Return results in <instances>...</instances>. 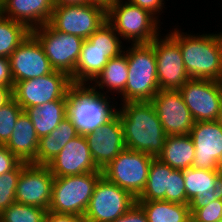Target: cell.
I'll return each instance as SVG.
<instances>
[{
    "label": "cell",
    "instance_id": "cell-1",
    "mask_svg": "<svg viewBox=\"0 0 222 222\" xmlns=\"http://www.w3.org/2000/svg\"><path fill=\"white\" fill-rule=\"evenodd\" d=\"M116 113L123 125L126 149L157 158L167 134L153 104L150 101L125 102L117 107Z\"/></svg>",
    "mask_w": 222,
    "mask_h": 222
},
{
    "label": "cell",
    "instance_id": "cell-2",
    "mask_svg": "<svg viewBox=\"0 0 222 222\" xmlns=\"http://www.w3.org/2000/svg\"><path fill=\"white\" fill-rule=\"evenodd\" d=\"M167 34L179 45L190 78L222 79V31L193 34L174 26Z\"/></svg>",
    "mask_w": 222,
    "mask_h": 222
},
{
    "label": "cell",
    "instance_id": "cell-3",
    "mask_svg": "<svg viewBox=\"0 0 222 222\" xmlns=\"http://www.w3.org/2000/svg\"><path fill=\"white\" fill-rule=\"evenodd\" d=\"M114 27L106 21L88 39H84L74 71V85H89L108 60L124 52V46Z\"/></svg>",
    "mask_w": 222,
    "mask_h": 222
},
{
    "label": "cell",
    "instance_id": "cell-4",
    "mask_svg": "<svg viewBox=\"0 0 222 222\" xmlns=\"http://www.w3.org/2000/svg\"><path fill=\"white\" fill-rule=\"evenodd\" d=\"M115 100L94 91L89 85H73L67 93V116L78 132L85 135L100 128L116 114L118 102L114 103Z\"/></svg>",
    "mask_w": 222,
    "mask_h": 222
},
{
    "label": "cell",
    "instance_id": "cell-5",
    "mask_svg": "<svg viewBox=\"0 0 222 222\" xmlns=\"http://www.w3.org/2000/svg\"><path fill=\"white\" fill-rule=\"evenodd\" d=\"M127 47L124 52L127 55L128 79L125 90L118 96L120 103L151 101L160 90L155 50L150 43Z\"/></svg>",
    "mask_w": 222,
    "mask_h": 222
},
{
    "label": "cell",
    "instance_id": "cell-6",
    "mask_svg": "<svg viewBox=\"0 0 222 222\" xmlns=\"http://www.w3.org/2000/svg\"><path fill=\"white\" fill-rule=\"evenodd\" d=\"M107 21L125 44L151 43L162 29L153 14L128 0H115L107 10Z\"/></svg>",
    "mask_w": 222,
    "mask_h": 222
},
{
    "label": "cell",
    "instance_id": "cell-7",
    "mask_svg": "<svg viewBox=\"0 0 222 222\" xmlns=\"http://www.w3.org/2000/svg\"><path fill=\"white\" fill-rule=\"evenodd\" d=\"M102 170L80 175L54 177L48 211L84 216Z\"/></svg>",
    "mask_w": 222,
    "mask_h": 222
},
{
    "label": "cell",
    "instance_id": "cell-8",
    "mask_svg": "<svg viewBox=\"0 0 222 222\" xmlns=\"http://www.w3.org/2000/svg\"><path fill=\"white\" fill-rule=\"evenodd\" d=\"M55 71L66 73L74 85V71L84 39L56 30L50 23L31 30Z\"/></svg>",
    "mask_w": 222,
    "mask_h": 222
},
{
    "label": "cell",
    "instance_id": "cell-9",
    "mask_svg": "<svg viewBox=\"0 0 222 222\" xmlns=\"http://www.w3.org/2000/svg\"><path fill=\"white\" fill-rule=\"evenodd\" d=\"M153 158L144 152L125 148L102 170L103 176L137 198L146 185Z\"/></svg>",
    "mask_w": 222,
    "mask_h": 222
},
{
    "label": "cell",
    "instance_id": "cell-10",
    "mask_svg": "<svg viewBox=\"0 0 222 222\" xmlns=\"http://www.w3.org/2000/svg\"><path fill=\"white\" fill-rule=\"evenodd\" d=\"M135 203L136 198L130 192L102 176L84 213L85 222H113Z\"/></svg>",
    "mask_w": 222,
    "mask_h": 222
},
{
    "label": "cell",
    "instance_id": "cell-11",
    "mask_svg": "<svg viewBox=\"0 0 222 222\" xmlns=\"http://www.w3.org/2000/svg\"><path fill=\"white\" fill-rule=\"evenodd\" d=\"M72 86L66 73L54 70L42 77L15 82L12 96L25 111L32 106L62 99Z\"/></svg>",
    "mask_w": 222,
    "mask_h": 222
},
{
    "label": "cell",
    "instance_id": "cell-12",
    "mask_svg": "<svg viewBox=\"0 0 222 222\" xmlns=\"http://www.w3.org/2000/svg\"><path fill=\"white\" fill-rule=\"evenodd\" d=\"M107 21V11L94 4L54 6L49 23L58 31L88 39Z\"/></svg>",
    "mask_w": 222,
    "mask_h": 222
},
{
    "label": "cell",
    "instance_id": "cell-13",
    "mask_svg": "<svg viewBox=\"0 0 222 222\" xmlns=\"http://www.w3.org/2000/svg\"><path fill=\"white\" fill-rule=\"evenodd\" d=\"M179 91L194 122L216 121L222 100L220 81L190 78Z\"/></svg>",
    "mask_w": 222,
    "mask_h": 222
},
{
    "label": "cell",
    "instance_id": "cell-14",
    "mask_svg": "<svg viewBox=\"0 0 222 222\" xmlns=\"http://www.w3.org/2000/svg\"><path fill=\"white\" fill-rule=\"evenodd\" d=\"M150 44L155 50L160 90H179L190 79L179 45L168 34H159Z\"/></svg>",
    "mask_w": 222,
    "mask_h": 222
},
{
    "label": "cell",
    "instance_id": "cell-15",
    "mask_svg": "<svg viewBox=\"0 0 222 222\" xmlns=\"http://www.w3.org/2000/svg\"><path fill=\"white\" fill-rule=\"evenodd\" d=\"M53 181L54 176L47 165L22 161V171L17 182L15 201L48 211Z\"/></svg>",
    "mask_w": 222,
    "mask_h": 222
},
{
    "label": "cell",
    "instance_id": "cell-16",
    "mask_svg": "<svg viewBox=\"0 0 222 222\" xmlns=\"http://www.w3.org/2000/svg\"><path fill=\"white\" fill-rule=\"evenodd\" d=\"M150 102L167 136L191 132L194 120L179 90H159Z\"/></svg>",
    "mask_w": 222,
    "mask_h": 222
},
{
    "label": "cell",
    "instance_id": "cell-17",
    "mask_svg": "<svg viewBox=\"0 0 222 222\" xmlns=\"http://www.w3.org/2000/svg\"><path fill=\"white\" fill-rule=\"evenodd\" d=\"M9 61L14 83L54 71L43 47L32 33L12 52Z\"/></svg>",
    "mask_w": 222,
    "mask_h": 222
},
{
    "label": "cell",
    "instance_id": "cell-18",
    "mask_svg": "<svg viewBox=\"0 0 222 222\" xmlns=\"http://www.w3.org/2000/svg\"><path fill=\"white\" fill-rule=\"evenodd\" d=\"M96 166L103 170L125 148L124 129L116 113L100 128L85 134Z\"/></svg>",
    "mask_w": 222,
    "mask_h": 222
},
{
    "label": "cell",
    "instance_id": "cell-19",
    "mask_svg": "<svg viewBox=\"0 0 222 222\" xmlns=\"http://www.w3.org/2000/svg\"><path fill=\"white\" fill-rule=\"evenodd\" d=\"M189 135L195 147L192 167L216 170L222 158L221 125L217 121L194 122Z\"/></svg>",
    "mask_w": 222,
    "mask_h": 222
},
{
    "label": "cell",
    "instance_id": "cell-20",
    "mask_svg": "<svg viewBox=\"0 0 222 222\" xmlns=\"http://www.w3.org/2000/svg\"><path fill=\"white\" fill-rule=\"evenodd\" d=\"M47 166L54 177L80 175L100 170L93 160L87 139L83 134L70 140Z\"/></svg>",
    "mask_w": 222,
    "mask_h": 222
},
{
    "label": "cell",
    "instance_id": "cell-21",
    "mask_svg": "<svg viewBox=\"0 0 222 222\" xmlns=\"http://www.w3.org/2000/svg\"><path fill=\"white\" fill-rule=\"evenodd\" d=\"M190 213L222 196V183L216 170L187 168L183 171Z\"/></svg>",
    "mask_w": 222,
    "mask_h": 222
},
{
    "label": "cell",
    "instance_id": "cell-22",
    "mask_svg": "<svg viewBox=\"0 0 222 222\" xmlns=\"http://www.w3.org/2000/svg\"><path fill=\"white\" fill-rule=\"evenodd\" d=\"M54 6L53 0H4L0 13L33 30L49 23Z\"/></svg>",
    "mask_w": 222,
    "mask_h": 222
},
{
    "label": "cell",
    "instance_id": "cell-23",
    "mask_svg": "<svg viewBox=\"0 0 222 222\" xmlns=\"http://www.w3.org/2000/svg\"><path fill=\"white\" fill-rule=\"evenodd\" d=\"M4 146L20 161L36 164L39 137L37 136L30 117L25 111L17 118L14 130Z\"/></svg>",
    "mask_w": 222,
    "mask_h": 222
},
{
    "label": "cell",
    "instance_id": "cell-24",
    "mask_svg": "<svg viewBox=\"0 0 222 222\" xmlns=\"http://www.w3.org/2000/svg\"><path fill=\"white\" fill-rule=\"evenodd\" d=\"M127 79V55L125 52H122L119 56L108 60V63L89 86L100 94L107 96L111 94V96H114V99L116 95L117 99L118 95L120 96L125 90Z\"/></svg>",
    "mask_w": 222,
    "mask_h": 222
},
{
    "label": "cell",
    "instance_id": "cell-25",
    "mask_svg": "<svg viewBox=\"0 0 222 222\" xmlns=\"http://www.w3.org/2000/svg\"><path fill=\"white\" fill-rule=\"evenodd\" d=\"M79 134L72 120L66 116L49 135L39 139L36 164L47 165L70 140Z\"/></svg>",
    "mask_w": 222,
    "mask_h": 222
},
{
    "label": "cell",
    "instance_id": "cell-26",
    "mask_svg": "<svg viewBox=\"0 0 222 222\" xmlns=\"http://www.w3.org/2000/svg\"><path fill=\"white\" fill-rule=\"evenodd\" d=\"M25 112L40 139L49 135L67 116V94L62 99L27 108Z\"/></svg>",
    "mask_w": 222,
    "mask_h": 222
},
{
    "label": "cell",
    "instance_id": "cell-27",
    "mask_svg": "<svg viewBox=\"0 0 222 222\" xmlns=\"http://www.w3.org/2000/svg\"><path fill=\"white\" fill-rule=\"evenodd\" d=\"M195 147L189 134L169 135L164 141L158 159L173 169L184 171L192 167Z\"/></svg>",
    "mask_w": 222,
    "mask_h": 222
},
{
    "label": "cell",
    "instance_id": "cell-28",
    "mask_svg": "<svg viewBox=\"0 0 222 222\" xmlns=\"http://www.w3.org/2000/svg\"><path fill=\"white\" fill-rule=\"evenodd\" d=\"M144 210L148 222H191L189 204L165 200H136Z\"/></svg>",
    "mask_w": 222,
    "mask_h": 222
},
{
    "label": "cell",
    "instance_id": "cell-29",
    "mask_svg": "<svg viewBox=\"0 0 222 222\" xmlns=\"http://www.w3.org/2000/svg\"><path fill=\"white\" fill-rule=\"evenodd\" d=\"M175 169L153 158L146 185L136 200H165V193H169L170 175Z\"/></svg>",
    "mask_w": 222,
    "mask_h": 222
},
{
    "label": "cell",
    "instance_id": "cell-30",
    "mask_svg": "<svg viewBox=\"0 0 222 222\" xmlns=\"http://www.w3.org/2000/svg\"><path fill=\"white\" fill-rule=\"evenodd\" d=\"M31 30L0 13V57H7L26 39Z\"/></svg>",
    "mask_w": 222,
    "mask_h": 222
},
{
    "label": "cell",
    "instance_id": "cell-31",
    "mask_svg": "<svg viewBox=\"0 0 222 222\" xmlns=\"http://www.w3.org/2000/svg\"><path fill=\"white\" fill-rule=\"evenodd\" d=\"M46 213V209L14 202L0 214V222H44Z\"/></svg>",
    "mask_w": 222,
    "mask_h": 222
},
{
    "label": "cell",
    "instance_id": "cell-32",
    "mask_svg": "<svg viewBox=\"0 0 222 222\" xmlns=\"http://www.w3.org/2000/svg\"><path fill=\"white\" fill-rule=\"evenodd\" d=\"M23 111L13 97L0 108V145L4 146L8 142L17 118Z\"/></svg>",
    "mask_w": 222,
    "mask_h": 222
},
{
    "label": "cell",
    "instance_id": "cell-33",
    "mask_svg": "<svg viewBox=\"0 0 222 222\" xmlns=\"http://www.w3.org/2000/svg\"><path fill=\"white\" fill-rule=\"evenodd\" d=\"M22 171V161L12 170L0 175V214L15 201L18 178Z\"/></svg>",
    "mask_w": 222,
    "mask_h": 222
},
{
    "label": "cell",
    "instance_id": "cell-34",
    "mask_svg": "<svg viewBox=\"0 0 222 222\" xmlns=\"http://www.w3.org/2000/svg\"><path fill=\"white\" fill-rule=\"evenodd\" d=\"M165 201L178 204H189L186 196L183 171L174 170L170 175L169 193H165Z\"/></svg>",
    "mask_w": 222,
    "mask_h": 222
},
{
    "label": "cell",
    "instance_id": "cell-35",
    "mask_svg": "<svg viewBox=\"0 0 222 222\" xmlns=\"http://www.w3.org/2000/svg\"><path fill=\"white\" fill-rule=\"evenodd\" d=\"M222 220V196L191 214V222H219Z\"/></svg>",
    "mask_w": 222,
    "mask_h": 222
},
{
    "label": "cell",
    "instance_id": "cell-36",
    "mask_svg": "<svg viewBox=\"0 0 222 222\" xmlns=\"http://www.w3.org/2000/svg\"><path fill=\"white\" fill-rule=\"evenodd\" d=\"M20 162L6 146L0 145V175L12 171Z\"/></svg>",
    "mask_w": 222,
    "mask_h": 222
},
{
    "label": "cell",
    "instance_id": "cell-37",
    "mask_svg": "<svg viewBox=\"0 0 222 222\" xmlns=\"http://www.w3.org/2000/svg\"><path fill=\"white\" fill-rule=\"evenodd\" d=\"M130 3L137 5L143 9L148 10L151 14H153L159 21V15L164 13L163 8H165V0H128Z\"/></svg>",
    "mask_w": 222,
    "mask_h": 222
},
{
    "label": "cell",
    "instance_id": "cell-38",
    "mask_svg": "<svg viewBox=\"0 0 222 222\" xmlns=\"http://www.w3.org/2000/svg\"><path fill=\"white\" fill-rule=\"evenodd\" d=\"M0 87L14 88V80L11 74L10 61L7 57H0Z\"/></svg>",
    "mask_w": 222,
    "mask_h": 222
},
{
    "label": "cell",
    "instance_id": "cell-39",
    "mask_svg": "<svg viewBox=\"0 0 222 222\" xmlns=\"http://www.w3.org/2000/svg\"><path fill=\"white\" fill-rule=\"evenodd\" d=\"M113 222H148L144 210L135 203L124 215Z\"/></svg>",
    "mask_w": 222,
    "mask_h": 222
},
{
    "label": "cell",
    "instance_id": "cell-40",
    "mask_svg": "<svg viewBox=\"0 0 222 222\" xmlns=\"http://www.w3.org/2000/svg\"><path fill=\"white\" fill-rule=\"evenodd\" d=\"M44 222H85L84 216L47 211Z\"/></svg>",
    "mask_w": 222,
    "mask_h": 222
},
{
    "label": "cell",
    "instance_id": "cell-41",
    "mask_svg": "<svg viewBox=\"0 0 222 222\" xmlns=\"http://www.w3.org/2000/svg\"><path fill=\"white\" fill-rule=\"evenodd\" d=\"M12 89L0 87V108L12 98Z\"/></svg>",
    "mask_w": 222,
    "mask_h": 222
},
{
    "label": "cell",
    "instance_id": "cell-42",
    "mask_svg": "<svg viewBox=\"0 0 222 222\" xmlns=\"http://www.w3.org/2000/svg\"><path fill=\"white\" fill-rule=\"evenodd\" d=\"M114 1L115 0H85V3L98 5L107 11Z\"/></svg>",
    "mask_w": 222,
    "mask_h": 222
},
{
    "label": "cell",
    "instance_id": "cell-43",
    "mask_svg": "<svg viewBox=\"0 0 222 222\" xmlns=\"http://www.w3.org/2000/svg\"><path fill=\"white\" fill-rule=\"evenodd\" d=\"M55 6L85 4V0H53Z\"/></svg>",
    "mask_w": 222,
    "mask_h": 222
},
{
    "label": "cell",
    "instance_id": "cell-44",
    "mask_svg": "<svg viewBox=\"0 0 222 222\" xmlns=\"http://www.w3.org/2000/svg\"><path fill=\"white\" fill-rule=\"evenodd\" d=\"M216 171H217V175L219 176V179L222 183V158L218 161Z\"/></svg>",
    "mask_w": 222,
    "mask_h": 222
},
{
    "label": "cell",
    "instance_id": "cell-45",
    "mask_svg": "<svg viewBox=\"0 0 222 222\" xmlns=\"http://www.w3.org/2000/svg\"><path fill=\"white\" fill-rule=\"evenodd\" d=\"M216 121L221 125L222 127V100L220 102V109H219V113H218V117L216 119Z\"/></svg>",
    "mask_w": 222,
    "mask_h": 222
},
{
    "label": "cell",
    "instance_id": "cell-46",
    "mask_svg": "<svg viewBox=\"0 0 222 222\" xmlns=\"http://www.w3.org/2000/svg\"><path fill=\"white\" fill-rule=\"evenodd\" d=\"M3 3H4V0H0V11L2 9Z\"/></svg>",
    "mask_w": 222,
    "mask_h": 222
}]
</instances>
